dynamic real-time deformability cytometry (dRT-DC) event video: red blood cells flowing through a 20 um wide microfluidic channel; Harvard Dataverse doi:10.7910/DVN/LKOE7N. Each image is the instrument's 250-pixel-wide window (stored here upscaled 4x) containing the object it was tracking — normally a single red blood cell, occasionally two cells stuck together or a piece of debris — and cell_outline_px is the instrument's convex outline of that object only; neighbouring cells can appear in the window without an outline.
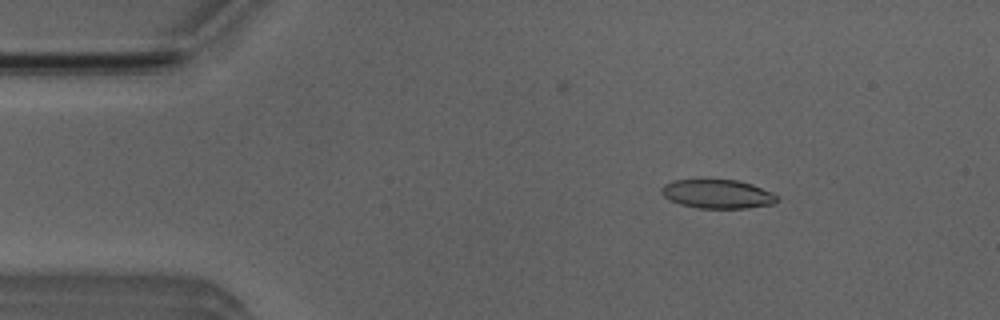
{"species": "Egyptian fruit bat (a non-hibernating species)", "species_latin": "Rousettus aegyptiacus", "temperature_condition": "room temperature", "stored_images_in_passage": 53, "segment_of_instrument_passage": [1, 2], "camera_frame_rate_fps": 3000, "um_per_image_px": 0.085, "animal": {"sex": "male"}, "frame": {"image": 1, "passage_image": 7, "time_ms": 2.0, "image_size_px": [1000, 320], "cell_outline_px": [[780, 200], [772, 204], [748, 208], [696, 208], [680, 204], [668, 200], [660, 192], [660, 188], [664, 184], [672, 180], [736, 180], [752, 184], [772, 192], [780, 196]], "centroid_in_image_um": [60.99, 16.49], "position_along_channel_um": 24.0, "area_um2": 19.65}}
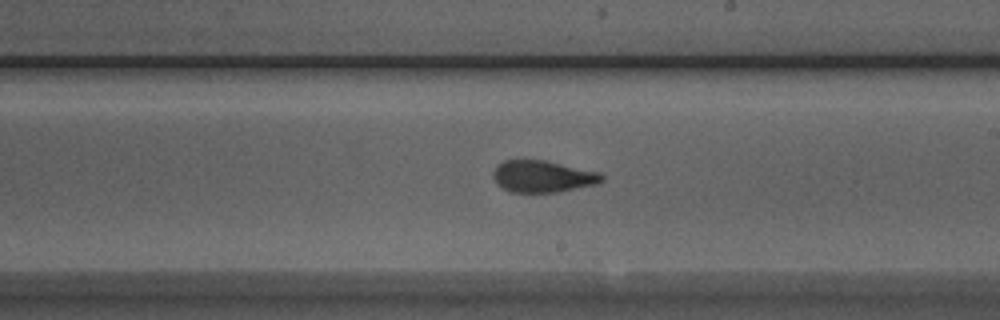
{"frame": {"image": 2, "passage_image": 29, "time_ms": 9.333, "image_size_px": [1000, 320], "cell_outline_px": [[604, 180], [596, 184], [560, 192], [508, 192], [496, 184], [492, 176], [492, 172], [496, 164], [504, 160], [544, 160], [600, 172], [604, 176]], "centroid_in_image_um": [46.09, 15.0], "position_along_channel_um": 242.9, "area_um2": 20.4}}
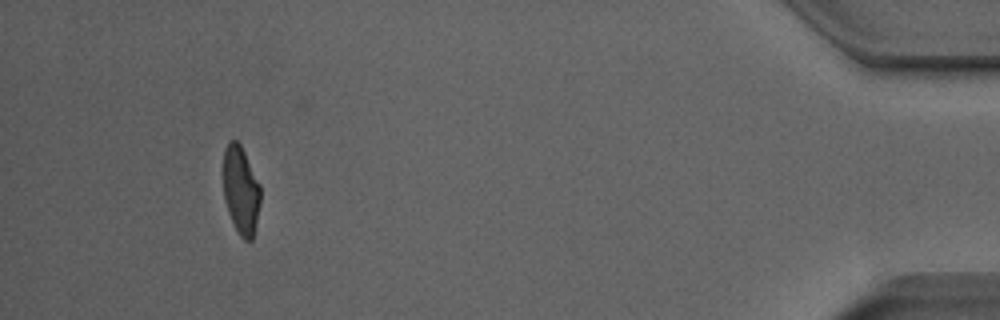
{"frame": {"image": 3, "passage_image": 48, "time_ms": 15.667, "image_size_px": [1000, 320], "cell_outline_px": [[260, 204], [252, 240], [244, 240], [240, 236], [228, 212], [224, 200], [224, 148], [228, 140], [236, 140], [240, 144], [260, 184]], "centroid_in_image_um": [20.47, 16.15], "position_along_channel_um": 414.7, "area_um2": 18.9}}